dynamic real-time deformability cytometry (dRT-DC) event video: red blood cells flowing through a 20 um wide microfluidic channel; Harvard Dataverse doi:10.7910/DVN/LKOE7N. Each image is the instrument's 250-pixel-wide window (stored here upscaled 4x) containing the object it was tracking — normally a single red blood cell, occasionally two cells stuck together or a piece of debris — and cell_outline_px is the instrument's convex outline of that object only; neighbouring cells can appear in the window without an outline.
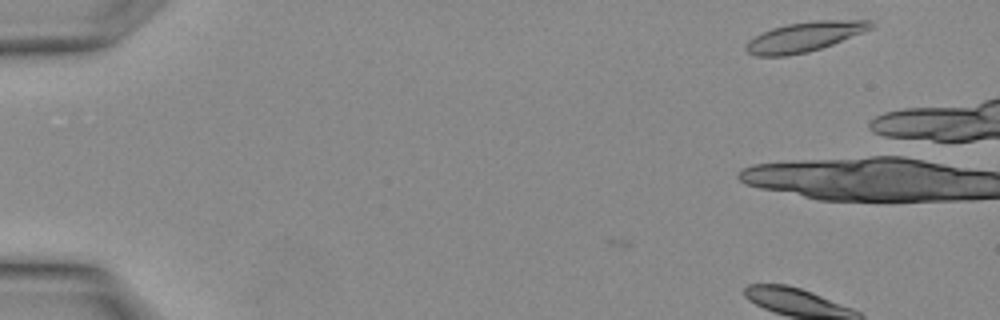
{"species": "Egyptian fruit bat (a non-hibernating species)", "species_latin": "Rousettus aegyptiacus", "temperature_condition": "warm", "stored_images_in_passage": 2, "camera_frame_rate_fps": 3000, "um_per_image_px": 0.085, "animal": {"sex": "female"}, "frame": {"image": 1, "passage_image": 2, "time_ms": 0.333, "image_size_px": [1000, 320], "cell_outline_px": [[872, 28], [864, 32], [832, 44], [808, 52], [784, 56], [756, 56], [748, 52], [744, 48], [744, 44], [748, 40], [772, 28], [788, 24], [816, 20], [872, 20]], "centroid_in_image_um": [68.37, 3.13], "position_along_channel_um": 16.6, "area_um2": 21.44}}